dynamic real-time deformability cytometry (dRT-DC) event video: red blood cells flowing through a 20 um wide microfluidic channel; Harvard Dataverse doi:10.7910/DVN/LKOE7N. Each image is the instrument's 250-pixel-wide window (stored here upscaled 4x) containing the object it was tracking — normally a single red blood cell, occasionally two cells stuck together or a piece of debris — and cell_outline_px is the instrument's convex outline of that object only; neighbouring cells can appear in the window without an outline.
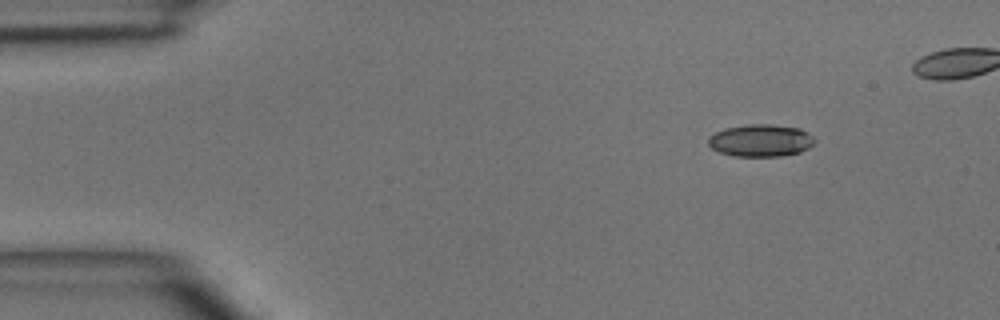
{"species": "common noctule bat (a hibernating species)", "species_latin": "Nyctalus noctula", "temperature_condition": "room temperature", "stored_images_in_passage": 5, "camera_frame_rate_fps": 3000, "um_per_image_px": 0.085, "animal": {"sex": "male", "body_mass_g": 15.6}, "frame": {"image": 1, "passage_image": 1, "time_ms": 0.0, "image_size_px": [1000, 320], "cell_outline_px": [[816, 140], [808, 148], [800, 152], [780, 156], [732, 156], [720, 152], [712, 148], [708, 144], [708, 136], [724, 128], [748, 124], [768, 124], [800, 128], [812, 136]], "centroid_in_image_um": [64.64, 11.94], "position_along_channel_um": 20.4, "area_um2": 20.0}}
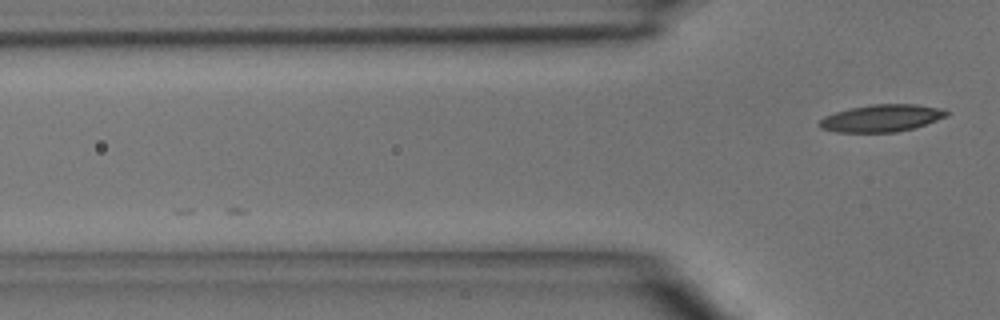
{"frame": {"image": 2, "passage_image": 5, "time_ms": 4.667, "image_size_px": [1000, 320], "cell_outline_px": [[948, 116], [912, 128], [896, 132], [836, 132], [820, 128], [816, 124], [824, 116], [836, 112], [852, 108], [872, 104], [916, 104], [944, 108], [948, 112]], "centroid_in_image_um": [74.92, 10.04], "position_along_channel_um": 50.9, "area_um2": 20.11}}